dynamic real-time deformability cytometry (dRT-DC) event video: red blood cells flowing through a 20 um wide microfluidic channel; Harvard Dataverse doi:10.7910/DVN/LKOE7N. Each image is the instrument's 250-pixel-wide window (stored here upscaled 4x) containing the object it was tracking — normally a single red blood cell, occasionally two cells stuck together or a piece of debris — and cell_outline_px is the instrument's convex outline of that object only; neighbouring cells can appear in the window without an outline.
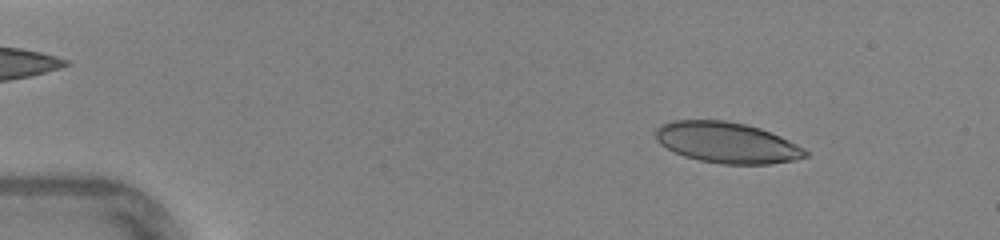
{"species": "human", "species_latin": "Homo sapiens", "temperature_condition": "warm", "stored_images_in_passage": 45, "camera_frame_rate_fps": 3000, "um_per_image_px": 0.085, "donor": {"sex": "female"}, "frame": {"image": 1, "passage_image": 5, "time_ms": 1.333, "image_size_px": [1000, 240], "cell_outline_px": [[808, 156], [796, 160], [768, 164], [724, 164], [700, 160], [684, 156], [660, 144], [656, 140], [656, 128], [660, 124], [672, 120], [724, 120], [744, 124], [760, 128], [780, 136], [804, 148], [808, 152]], "centroid_in_image_um": [61.79, 12.12], "position_along_channel_um": 23.2, "area_um2": 35.55}}
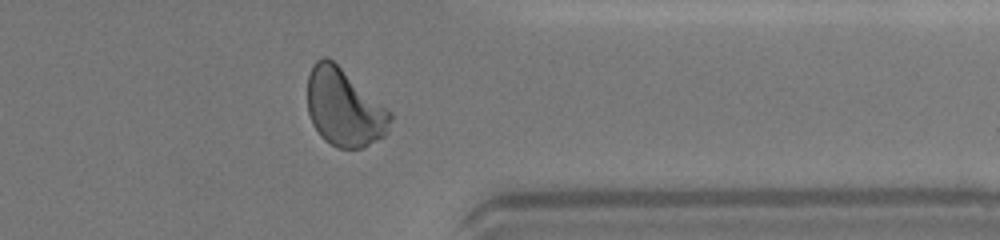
{"frame": {"image": 2, "passage_image": 36, "time_ms": 11.667, "image_size_px": [1000, 240], "cell_outline_px": [[392, 120], [388, 132], [384, 136], [364, 148], [336, 148], [324, 140], [320, 136], [312, 124], [308, 112], [308, 76], [312, 64], [316, 60], [324, 56], [328, 56], [392, 112]], "centroid_in_image_um": [29.26, 9.16], "position_along_channel_um": 382.1, "area_um2": 37.74}}
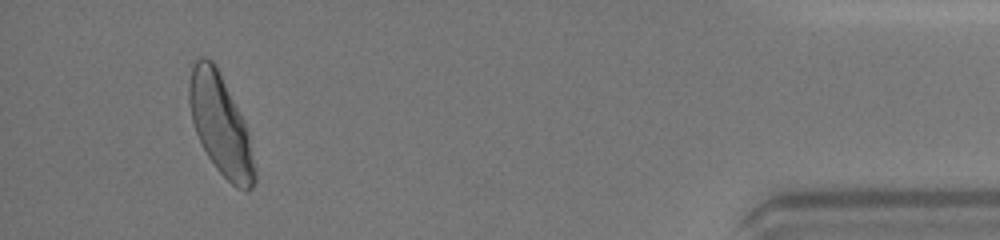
{"frame": {"image": 3, "passage_image": 42, "time_ms": 13.667, "image_size_px": [1000, 240], "cell_outline_px": [[256, 180], [252, 188], [248, 192], [244, 192], [236, 188], [216, 168], [208, 156], [196, 132], [192, 120], [188, 100], [188, 84], [192, 64], [196, 56], [204, 56], [212, 60], [244, 120], [248, 132], [256, 172]], "centroid_in_image_um": [18.73, 10.62], "position_along_channel_um": 416.5, "area_um2": 38.03}, "authors_computed_cell_mechanics": {"area_um2": 36.992, "velocity_mm_per_s": 4.3954, "shape_relaxation_time_tau1_ms": 3.1651, "shape_relaxation_time_tau2_ms": 0.7517, "deformation_change_tau1": 0.1484, "deformation_change_tau2": 0.0739}}